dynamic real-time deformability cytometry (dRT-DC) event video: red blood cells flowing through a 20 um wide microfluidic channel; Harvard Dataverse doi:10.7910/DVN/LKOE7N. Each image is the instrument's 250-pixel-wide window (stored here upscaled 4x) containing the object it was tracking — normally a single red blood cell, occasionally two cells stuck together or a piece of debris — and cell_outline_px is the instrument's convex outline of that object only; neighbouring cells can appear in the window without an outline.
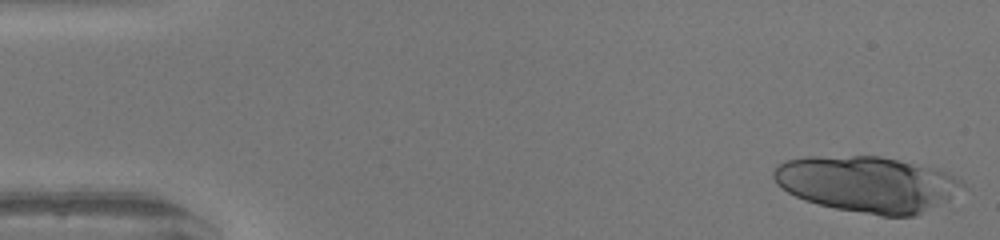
{"species": "human", "species_latin": "Homo sapiens", "temperature_condition": "warm", "stored_images_in_passage": 22, "camera_frame_rate_fps": 3000, "um_per_image_px": 0.085, "donor": {"sex": "female"}, "frame": {"image": 1, "passage_image": 1, "time_ms": 0.0, "image_size_px": [1000, 240], "cell_outline_px": [[968, 188], [948, 200], [916, 216], [880, 216], [836, 208], [804, 200], [788, 192], [776, 184], [772, 176], [772, 172], [784, 160], [808, 156], [880, 156], [940, 168], [960, 180]], "centroid_in_image_um": [73.76, 15.64], "position_along_channel_um": 11.2, "area_um2": 62.08}}